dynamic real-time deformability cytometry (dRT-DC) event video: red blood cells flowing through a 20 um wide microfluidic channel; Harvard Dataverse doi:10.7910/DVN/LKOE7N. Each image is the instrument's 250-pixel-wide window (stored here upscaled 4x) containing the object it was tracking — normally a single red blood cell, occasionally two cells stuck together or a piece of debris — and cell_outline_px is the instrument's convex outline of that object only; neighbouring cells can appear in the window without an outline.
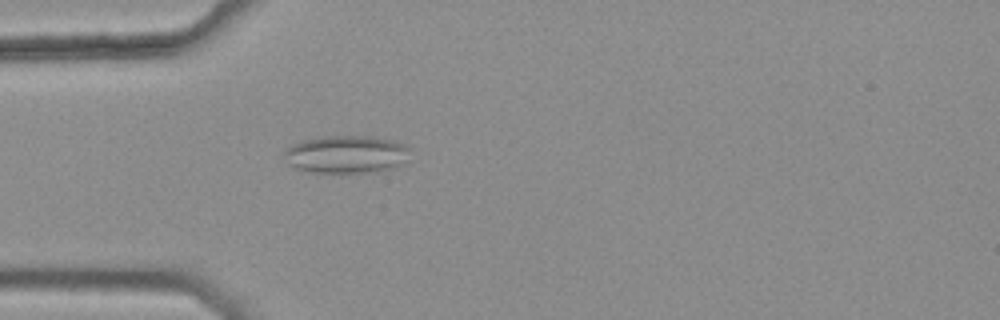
{"species": "common noctule bat (a hibernating species)", "species_latin": "Nyctalus noctula", "temperature_condition": "warm", "stored_images_in_passage": 36, "camera_frame_rate_fps": 3000, "um_per_image_px": 0.085, "animal": {"sex": "female", "body_mass_g": 25.1}, "frame": {"image": 1, "passage_image": 8, "time_ms": 2.333, "image_size_px": [1000, 320], "cell_outline_px": [[412, 148], [408, 160], [404, 164], [396, 168], [376, 172], [312, 172], [296, 168], [288, 164], [284, 152], [292, 144], [300, 140], [324, 136], [372, 136], [392, 140], [404, 144]], "centroid_in_image_um": [29.51, 13.11], "position_along_channel_um": 55.5, "area_um2": 28.09}}
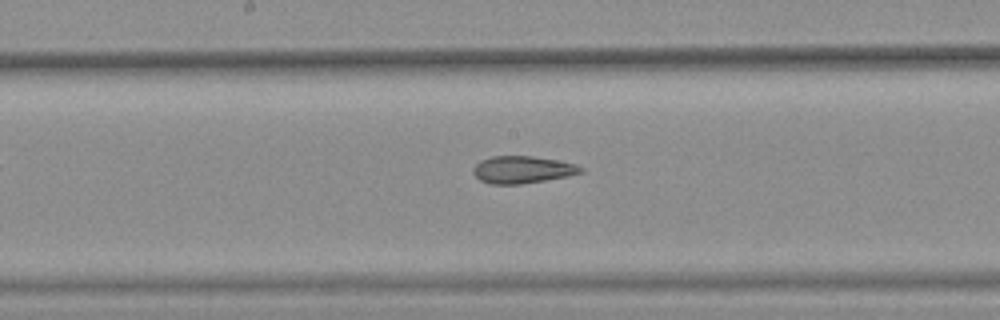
{"frame": {"image": 2, "passage_image": 20, "time_ms": 6.333, "image_size_px": [1000, 320], "cell_outline_px": [[584, 172], [568, 176], [520, 184], [488, 184], [480, 180], [472, 172], [472, 168], [480, 160], [492, 156], [532, 156], [560, 160], [576, 164], [584, 168]], "centroid_in_image_um": [44.41, 14.41], "position_along_channel_um": 203.8, "area_um2": 17.22}}
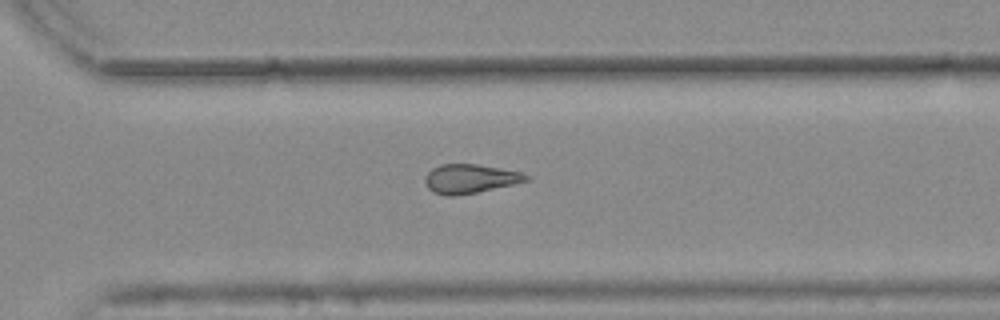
{"frame": {"image": 3, "passage_image": 30, "time_ms": 9.667, "image_size_px": [1000, 320], "cell_outline_px": [[528, 180], [512, 184], [476, 192], [456, 196], [444, 196], [432, 192], [428, 188], [424, 180], [424, 176], [432, 168], [440, 164], [476, 164], [520, 172], [528, 176]], "centroid_in_image_um": [39.86, 15.2], "position_along_channel_um": 330.7, "area_um2": 16.94}, "authors_computed_cell_mechanics": {"area_um2": 17.8024, "velocity_mm_per_s": 3.809, "shape_relaxation_time_tau1_ms": null, "shape_relaxation_time_tau2_ms": 3.3832, "deformation_change_tau1": null, "deformation_change_tau2": 0.1192}}